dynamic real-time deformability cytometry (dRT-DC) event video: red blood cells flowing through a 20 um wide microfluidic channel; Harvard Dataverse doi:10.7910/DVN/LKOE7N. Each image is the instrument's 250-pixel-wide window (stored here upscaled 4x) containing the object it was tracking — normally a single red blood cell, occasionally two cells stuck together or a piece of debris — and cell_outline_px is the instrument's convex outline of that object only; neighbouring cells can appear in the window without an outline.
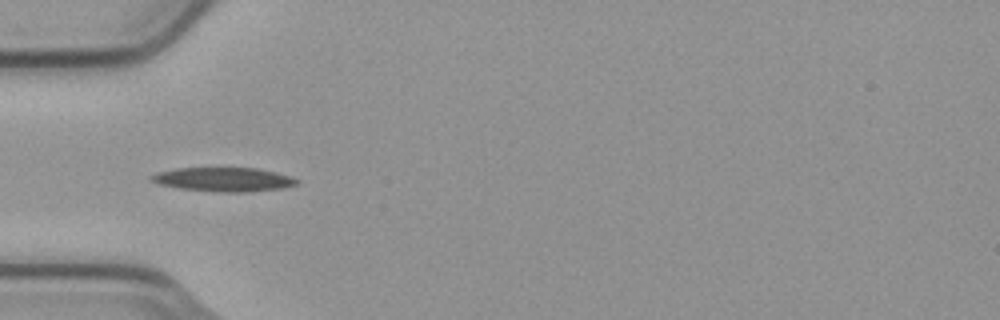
{"species": "common noctule bat (a hibernating species)", "species_latin": "Nyctalus noctula", "temperature_condition": "cold", "stored_images_in_passage": 8, "camera_frame_rate_fps": 3000, "um_per_image_px": 0.085, "animal": {"sex": "male", "body_mass_g": 23.1, "forearm_length_mm": 52.7}, "frame": {"image": 1, "passage_image": 6, "time_ms": 1.667, "image_size_px": [1000, 320], "cell_outline_px": [[300, 184], [284, 188], [248, 192], [224, 192], [180, 188], [156, 184], [148, 180], [148, 176], [156, 172], [176, 168], [256, 168], [276, 172], [292, 176], [300, 180]], "centroid_in_image_um": [19.01, 15.25], "position_along_channel_um": 66.0, "area_um2": 20.69}}
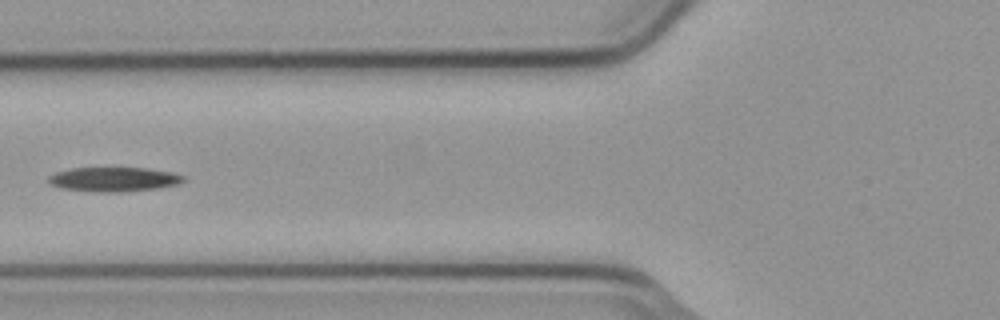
{"frame": {"image": 2, "passage_image": 7, "time_ms": 2.0, "image_size_px": [1000, 320], "cell_outline_px": [[184, 180], [180, 184], [160, 188], [120, 192], [104, 192], [60, 188], [48, 184], [48, 176], [56, 172], [72, 168], [144, 168], [172, 172], [184, 176]], "centroid_in_image_um": [9.67, 15.24], "position_along_channel_um": 116.1, "area_um2": 19.19}}
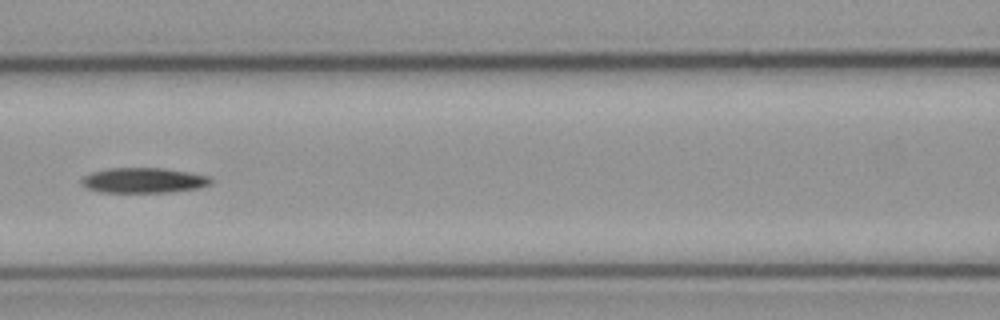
{"frame": {"image": 3, "passage_image": 8, "time_ms": 2.333, "image_size_px": [1000, 320], "cell_outline_px": [[212, 184], [196, 188], [168, 192], [100, 192], [88, 188], [80, 184], [80, 180], [84, 176], [92, 172], [108, 168], [164, 168], [188, 172], [208, 176], [212, 180]], "centroid_in_image_um": [12.17, 15.32], "position_along_channel_um": 154.4, "area_um2": 18.9}}